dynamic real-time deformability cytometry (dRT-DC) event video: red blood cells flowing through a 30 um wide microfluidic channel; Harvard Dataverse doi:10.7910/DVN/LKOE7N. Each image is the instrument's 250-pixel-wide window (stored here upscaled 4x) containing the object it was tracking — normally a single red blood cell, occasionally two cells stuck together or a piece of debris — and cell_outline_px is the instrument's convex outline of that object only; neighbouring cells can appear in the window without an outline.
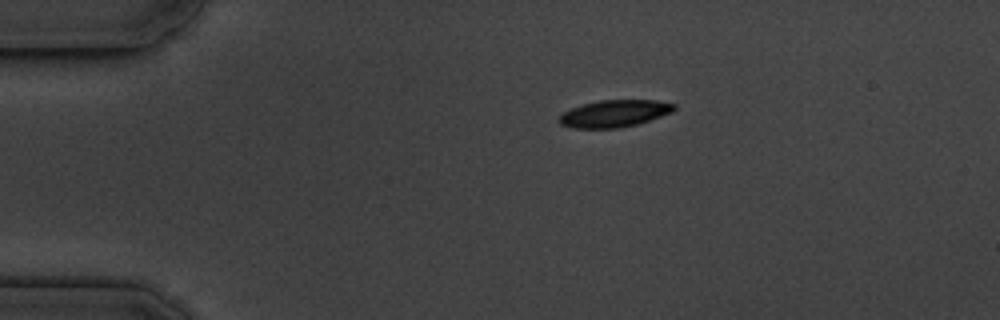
{"species": "common noctule bat (a hibernating species)", "species_latin": "Nyctalus noctula", "temperature_condition": "cold", "stored_images_in_passage": 46, "camera_frame_rate_fps": 3000, "um_per_image_px": 0.085, "animal": {"sex": "male", "body_mass_g": 19.5, "forearm_length_mm": 54.6}, "frame": {"image": 1, "passage_image": 1, "time_ms": 0.0, "image_size_px": [1000, 320], "cell_outline_px": [[676, 108], [672, 112], [636, 124], [620, 128], [572, 128], [560, 124], [556, 120], [564, 112], [580, 104], [600, 100], [656, 100], [676, 104]], "centroid_in_image_um": [52.19, 9.64], "position_along_channel_um": 32.8, "area_um2": 18.15}}
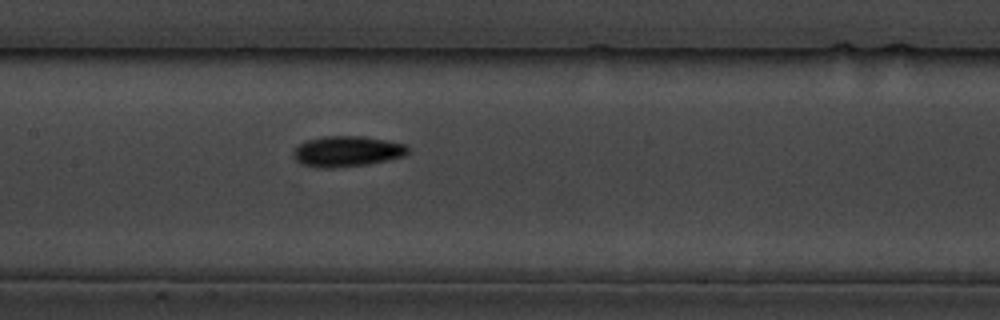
{"frame": {"image": 2, "passage_image": 17, "time_ms": 5.333, "image_size_px": [1000, 320], "cell_outline_px": [[408, 152], [404, 156], [388, 160], [368, 164], [332, 168], [316, 168], [300, 164], [296, 160], [292, 152], [296, 144], [308, 140], [324, 136], [364, 136], [408, 144]], "centroid_in_image_um": [29.47, 12.86], "position_along_channel_um": 177.9, "area_um2": 20.75}}
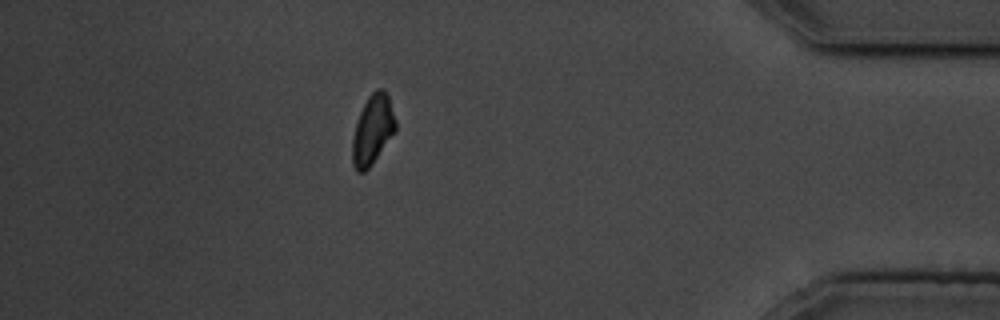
{"frame": {"image": 3, "passage_image": 39, "time_ms": 12.667, "image_size_px": [1000, 320], "cell_outline_px": [[396, 128], [372, 164], [364, 172], [356, 172], [352, 164], [352, 140], [356, 124], [360, 112], [368, 96], [376, 88], [384, 88], [388, 96], [396, 120]], "centroid_in_image_um": [31.66, 11.02], "position_along_channel_um": 403.5, "area_um2": 17.28}, "authors_computed_cell_mechanics": {"area_um2": 18.2648, "velocity_mm_per_s": 3.6309, "shape_relaxation_time_tau1_ms": 2.5046, "shape_relaxation_time_tau2_ms": null, "deformation_change_tau1": 0.1113, "deformation_change_tau2": null}}